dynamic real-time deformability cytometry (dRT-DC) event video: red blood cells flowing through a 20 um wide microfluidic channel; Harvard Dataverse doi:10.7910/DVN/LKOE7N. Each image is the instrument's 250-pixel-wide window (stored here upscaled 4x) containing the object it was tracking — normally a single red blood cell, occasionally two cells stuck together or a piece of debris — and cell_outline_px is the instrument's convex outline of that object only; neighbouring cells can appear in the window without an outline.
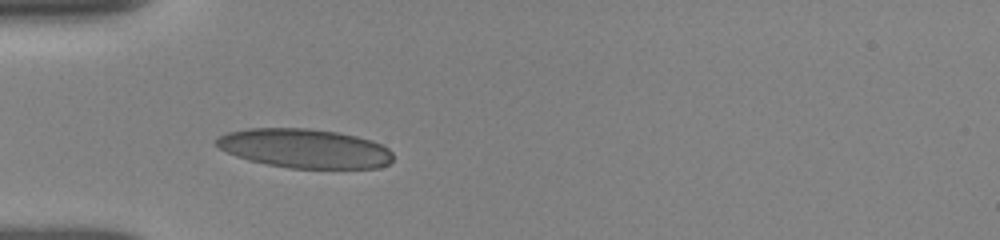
{"species": "human", "species_latin": "Homo sapiens", "temperature_condition": "room temperature", "stored_images_in_passage": 14, "camera_frame_rate_fps": 3000, "um_per_image_px": 0.085, "donor": {"sex": "female"}, "frame": {"image": 1, "passage_image": 9, "time_ms": 4.0, "image_size_px": [1000, 240], "cell_outline_px": [[392, 160], [388, 164], [380, 168], [288, 168], [248, 160], [236, 156], [220, 148], [216, 144], [216, 140], [220, 136], [228, 132], [248, 128], [308, 128], [340, 132], [372, 140], [388, 148], [392, 152]], "centroid_in_image_um": [25.92, 12.61], "position_along_channel_um": 59.1, "area_um2": 40.34}}
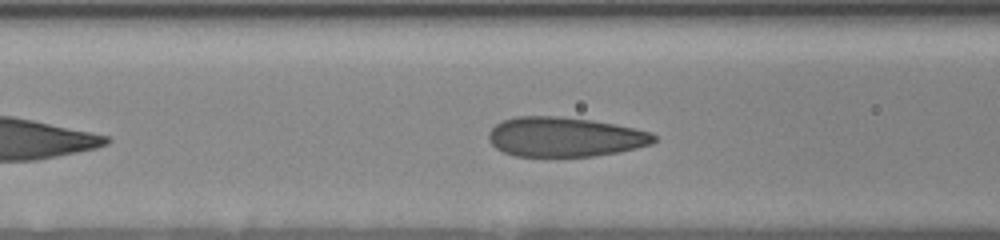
{"frame": {"image": 2, "passage_image": 12, "time_ms": 5.667, "image_size_px": [1000, 240], "cell_outline_px": [[656, 140], [652, 144], [620, 152], [592, 156], [516, 156], [504, 152], [496, 148], [488, 140], [488, 132], [496, 124], [504, 120], [516, 116], [556, 116], [592, 120], [652, 132], [656, 136]], "centroid_in_image_um": [48.0, 11.64], "position_along_channel_um": 118.6, "area_um2": 38.09}}